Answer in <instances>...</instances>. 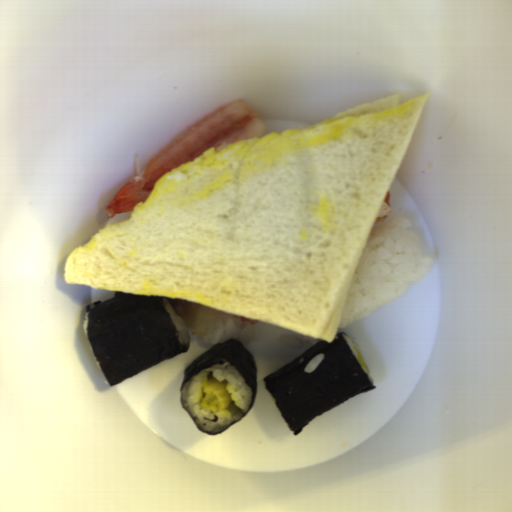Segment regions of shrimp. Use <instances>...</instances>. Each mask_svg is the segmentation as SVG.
<instances>
[{"label": "shrimp", "mask_w": 512, "mask_h": 512, "mask_svg": "<svg viewBox=\"0 0 512 512\" xmlns=\"http://www.w3.org/2000/svg\"><path fill=\"white\" fill-rule=\"evenodd\" d=\"M267 129L243 98L221 106L157 153L140 175H134L106 206V218L131 213L148 199L160 177L210 148L264 137Z\"/></svg>", "instance_id": "obj_1"}]
</instances>
